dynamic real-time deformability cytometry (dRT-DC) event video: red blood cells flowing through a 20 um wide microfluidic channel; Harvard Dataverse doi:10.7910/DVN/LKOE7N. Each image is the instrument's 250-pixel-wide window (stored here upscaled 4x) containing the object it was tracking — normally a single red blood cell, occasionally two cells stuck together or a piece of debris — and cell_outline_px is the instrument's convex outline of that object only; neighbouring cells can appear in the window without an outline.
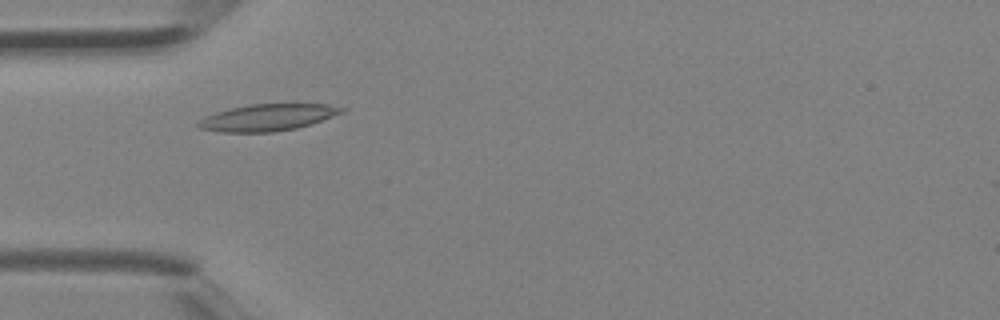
{"species": "Egyptian fruit bat (a non-hibernating species)", "species_latin": "Rousettus aegyptiacus", "temperature_condition": "room temperature", "stored_images_in_passage": 2, "camera_frame_rate_fps": 3000, "um_per_image_px": 0.085, "animal": {"sex": "female"}, "frame": {"image": 1, "passage_image": 2, "time_ms": 0.333, "image_size_px": [1000, 320], "cell_outline_px": [[348, 108], [344, 112], [296, 128], [272, 132], [220, 132], [200, 128], [196, 124], [204, 116], [216, 112], [232, 108], [252, 104], [328, 104]], "centroid_in_image_um": [22.74, 9.98], "position_along_channel_um": 62.3, "area_um2": 22.08}}